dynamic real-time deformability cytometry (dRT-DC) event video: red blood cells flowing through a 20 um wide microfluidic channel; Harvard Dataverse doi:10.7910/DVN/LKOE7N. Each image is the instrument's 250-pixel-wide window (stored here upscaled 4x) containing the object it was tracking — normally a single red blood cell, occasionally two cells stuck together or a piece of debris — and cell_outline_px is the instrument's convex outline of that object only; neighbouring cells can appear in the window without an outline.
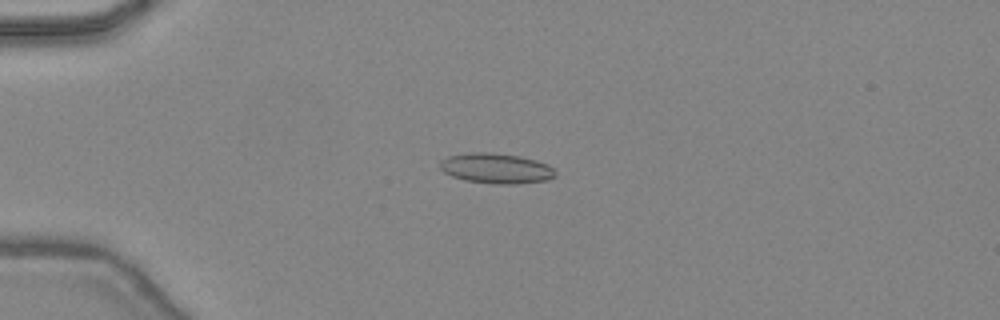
{"species": "common noctule bat (a hibernating species)", "species_latin": "Nyctalus noctula", "temperature_condition": "warm", "stored_images_in_passage": 47, "camera_frame_rate_fps": 3000, "um_per_image_px": 0.085, "animal": {"sex": "female", "body_mass_g": 24.6, "forearm_length_mm": 56.2}, "frame": {"image": 1, "passage_image": 13, "time_ms": 4.0, "image_size_px": [1000, 320], "cell_outline_px": [[556, 176], [548, 180], [516, 184], [496, 184], [464, 180], [452, 176], [444, 172], [440, 168], [440, 160], [448, 156], [468, 152], [488, 152], [520, 156], [536, 160], [548, 164], [556, 172]], "centroid_in_image_um": [42.17, 14.31], "position_along_channel_um": 42.8, "area_um2": 20.46}}
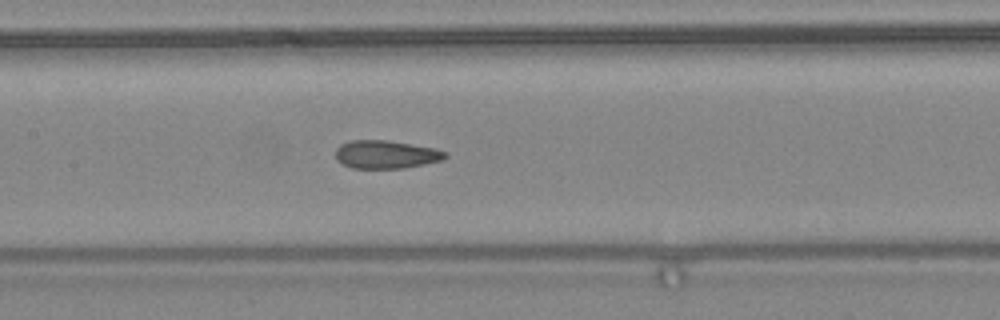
{"frame": {"image": 2, "passage_image": 24, "time_ms": 7.667, "image_size_px": [1000, 320], "cell_outline_px": [[448, 156], [444, 160], [404, 168], [352, 168], [336, 160], [336, 148], [340, 144], [348, 140], [388, 140], [436, 148], [448, 152]], "centroid_in_image_um": [32.83, 13.12], "position_along_channel_um": 174.6, "area_um2": 18.21}}
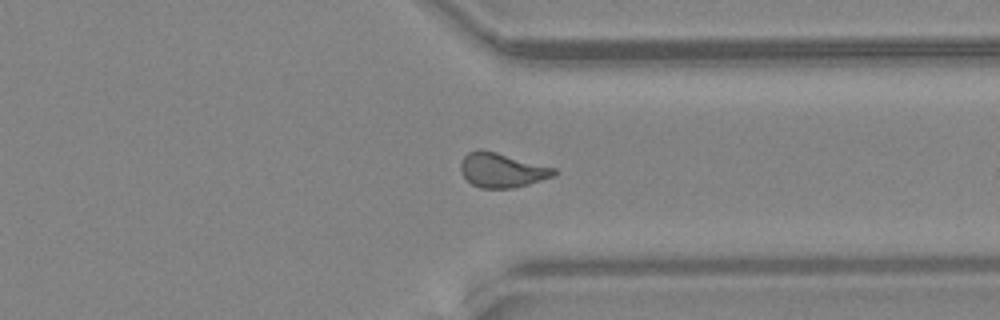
{"frame": {"image": 3, "passage_image": 37, "time_ms": 12.0, "image_size_px": [1000, 320], "cell_outline_px": [[556, 176], [528, 184], [512, 188], [480, 188], [472, 184], [460, 172], [460, 164], [464, 156], [468, 152], [480, 148], [496, 152], [556, 168]], "centroid_in_image_um": [42.66, 14.46], "position_along_channel_um": 368.7, "area_um2": 18.79}, "authors_computed_cell_mechanics": {"area_um2": 18.6694, "velocity_mm_per_s": 4.4892, "shape_relaxation_time_tau1_ms": 6.8094, "shape_relaxation_time_tau2_ms": 1.2219, "deformation_change_tau1": 0.2005, "deformation_change_tau2": 0.0936}}